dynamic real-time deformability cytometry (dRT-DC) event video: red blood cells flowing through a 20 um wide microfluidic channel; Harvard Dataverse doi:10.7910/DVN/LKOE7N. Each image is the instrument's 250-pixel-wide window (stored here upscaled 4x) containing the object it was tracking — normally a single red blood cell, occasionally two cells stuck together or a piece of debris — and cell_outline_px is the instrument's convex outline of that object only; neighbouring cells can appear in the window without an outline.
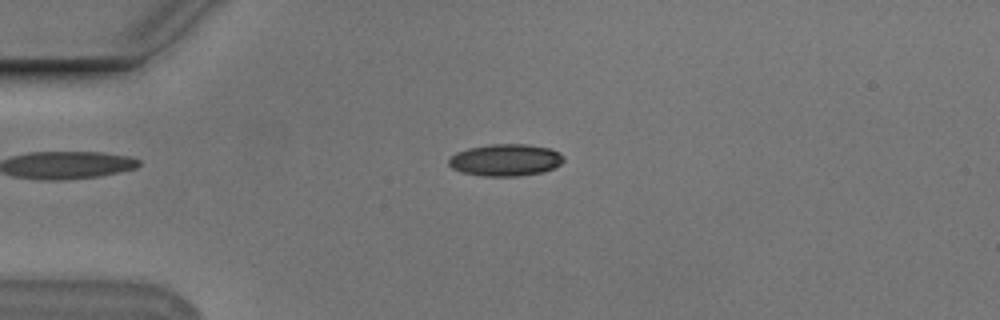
{"species": "Egyptian fruit bat (a non-hibernating species)", "species_latin": "Rousettus aegyptiacus", "temperature_condition": "cold", "stored_images_in_passage": 46, "camera_frame_rate_fps": 3000, "um_per_image_px": 0.085, "animal": {"sex": "male"}, "frame": {"image": 1, "passage_image": 5, "time_ms": 1.333, "image_size_px": [1000, 320], "cell_outline_px": [[564, 160], [560, 164], [552, 168], [540, 172], [516, 176], [484, 176], [464, 172], [452, 168], [448, 164], [448, 160], [456, 152], [468, 148], [492, 144], [528, 144], [552, 148], [560, 152], [564, 156]], "centroid_in_image_um": [42.99, 13.58], "position_along_channel_um": 42.0, "area_um2": 21.33}}
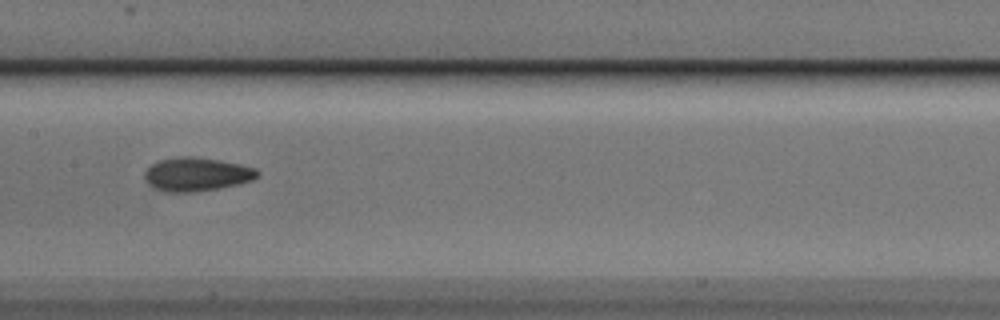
{"frame": {"image": 2, "passage_image": 19, "time_ms": 6.0, "image_size_px": [1000, 320], "cell_outline_px": [[260, 172], [252, 180], [220, 188], [196, 192], [164, 192], [152, 188], [144, 180], [144, 172], [152, 164], [160, 160], [180, 156], [192, 156], [240, 164], [256, 168]], "centroid_in_image_um": [16.67, 14.83], "position_along_channel_um": 190.7, "area_um2": 22.14}}
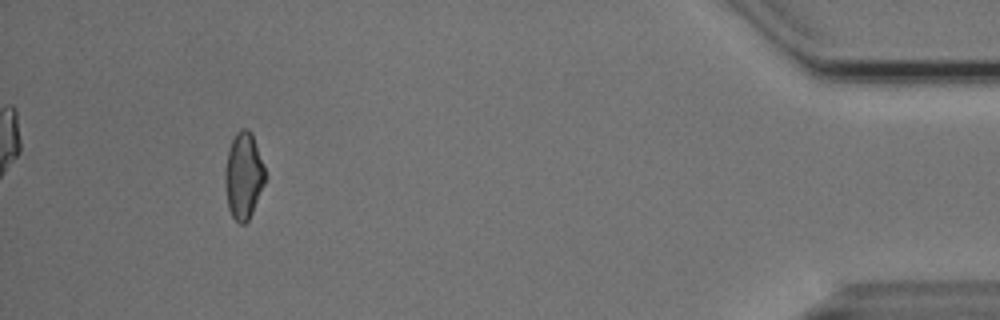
{"frame": {"image": 3, "passage_image": 42, "time_ms": 13.667, "image_size_px": [1000, 320], "cell_outline_px": [[264, 184], [252, 212], [248, 220], [244, 224], [240, 224], [232, 216], [228, 208], [224, 180], [224, 172], [228, 152], [232, 140], [236, 132], [240, 128], [248, 128], [252, 132], [264, 164]], "centroid_in_image_um": [20.69, 14.9], "position_along_channel_um": 414.5, "area_um2": 20.17}, "authors_computed_cell_mechanics": {"area_um2": 20.6346, "velocity_mm_per_s": 3.7584, "shape_relaxation_time_tau1_ms": 3.6201, "shape_relaxation_time_tau2_ms": 2.5919, "deformation_change_tau1": 0.1228, "deformation_change_tau2": 0.0881}}